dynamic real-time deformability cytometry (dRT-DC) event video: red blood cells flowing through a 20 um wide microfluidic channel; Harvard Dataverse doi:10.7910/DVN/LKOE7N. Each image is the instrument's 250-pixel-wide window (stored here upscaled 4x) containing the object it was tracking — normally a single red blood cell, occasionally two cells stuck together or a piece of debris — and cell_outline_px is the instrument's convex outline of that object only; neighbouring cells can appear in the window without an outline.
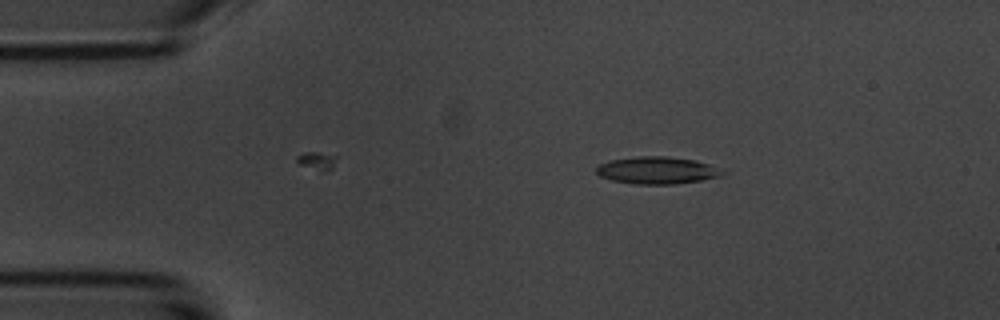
{"species": "common noctule bat (a hibernating species)", "species_latin": "Nyctalus noctula", "temperature_condition": "room temperature", "stored_images_in_passage": 10, "camera_frame_rate_fps": 3000, "um_per_image_px": 0.085, "animal": {"sex": "male", "body_mass_g": 20.1, "forearm_length_mm": 53.5}, "frame": {"image": 1, "passage_image": 2, "time_ms": 1.0, "image_size_px": [1000, 320], "cell_outline_px": [[728, 172], [720, 176], [700, 180], [672, 184], [636, 184], [612, 180], [600, 176], [596, 172], [596, 168], [600, 164], [612, 160], [636, 156], [664, 156], [696, 160], [708, 164]], "centroid_in_image_um": [55.86, 14.47], "position_along_channel_um": 29.1, "area_um2": 19.83}}
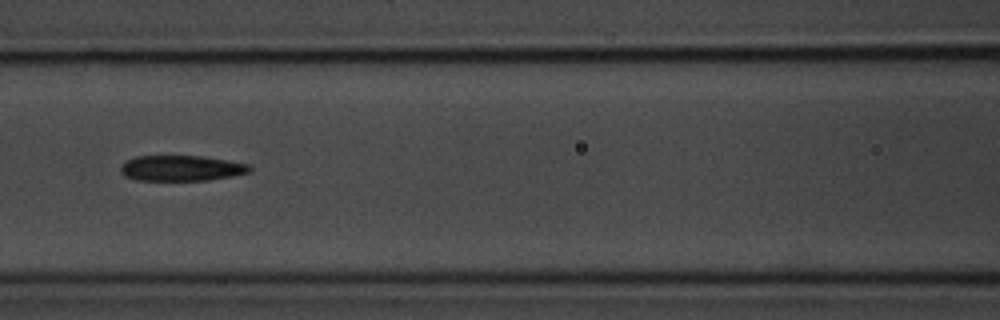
{"frame": {"image": 2, "passage_image": 6, "time_ms": 5.667, "image_size_px": [1000, 320], "cell_outline_px": [[252, 172], [232, 176], [208, 180], [136, 180], [124, 176], [120, 172], [120, 168], [128, 160], [136, 156], [200, 156], [248, 164], [252, 168]], "centroid_in_image_um": [15.42, 14.3], "position_along_channel_um": 151.2, "area_um2": 19.07}}
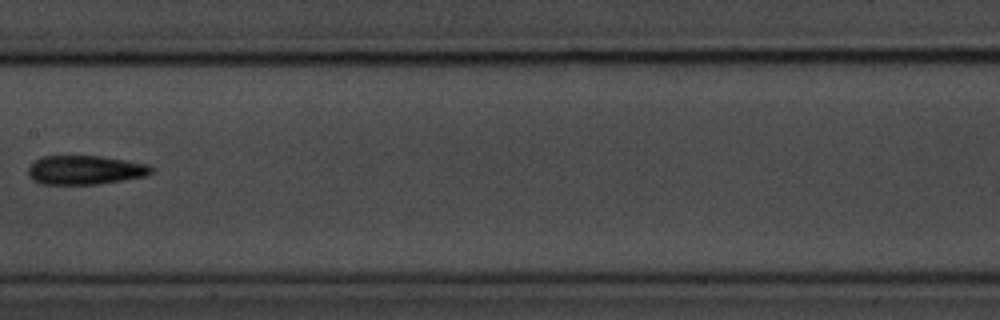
{"frame": {"image": 3, "passage_image": 7, "time_ms": 7.0, "image_size_px": [1000, 320], "cell_outline_px": [[156, 168], [148, 176], [100, 184], [40, 184], [32, 180], [28, 176], [28, 168], [40, 156], [104, 156], [148, 164]], "centroid_in_image_um": [7.27, 14.45], "position_along_channel_um": 200.1, "area_um2": 21.15}}